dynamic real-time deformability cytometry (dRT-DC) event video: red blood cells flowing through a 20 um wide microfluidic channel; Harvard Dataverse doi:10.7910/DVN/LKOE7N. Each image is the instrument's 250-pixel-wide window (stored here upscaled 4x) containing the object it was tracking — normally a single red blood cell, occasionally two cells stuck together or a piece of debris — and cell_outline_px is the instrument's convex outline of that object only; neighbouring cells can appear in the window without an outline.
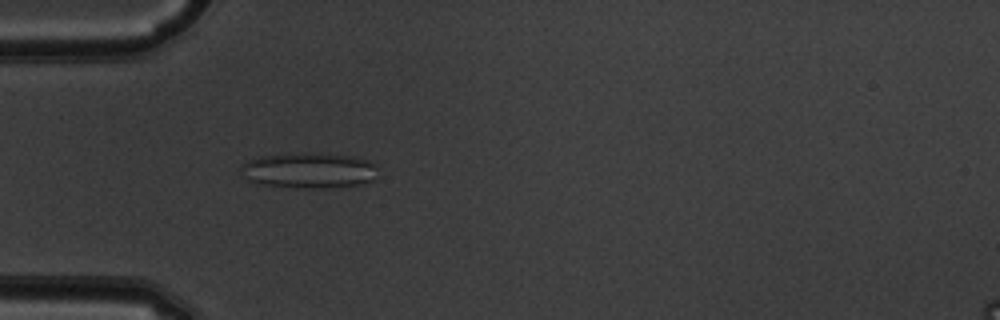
{"species": "common noctule bat (a hibernating species)", "species_latin": "Nyctalus noctula", "temperature_condition": "warm", "stored_images_in_passage": 51, "camera_frame_rate_fps": 3000, "um_per_image_px": 0.085, "animal": {"sex": "male", "body_mass_g": 19.5, "forearm_length_mm": 54.6}, "frame": {"image": 1, "passage_image": 16, "time_ms": 5.0, "image_size_px": [1000, 320], "cell_outline_px": [[376, 164], [372, 180], [356, 184], [324, 188], [304, 188], [256, 184], [248, 180], [244, 176], [240, 164], [256, 156], [304, 152], [308, 152], [352, 156]], "centroid_in_image_um": [26.16, 14.47], "position_along_channel_um": 58.8, "area_um2": 28.26}}
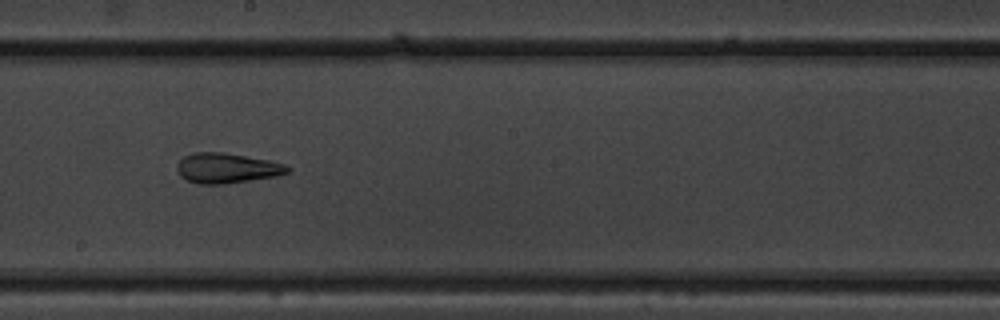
{"frame": {"image": 2, "passage_image": 29, "time_ms": 9.333, "image_size_px": [1000, 320], "cell_outline_px": [[292, 168], [288, 172], [276, 176], [224, 184], [200, 184], [188, 180], [180, 176], [176, 168], [176, 164], [184, 156], [192, 152], [224, 152], [268, 160], [284, 164]], "centroid_in_image_um": [19.26, 14.28], "position_along_channel_um": 228.9, "area_um2": 19.36}}
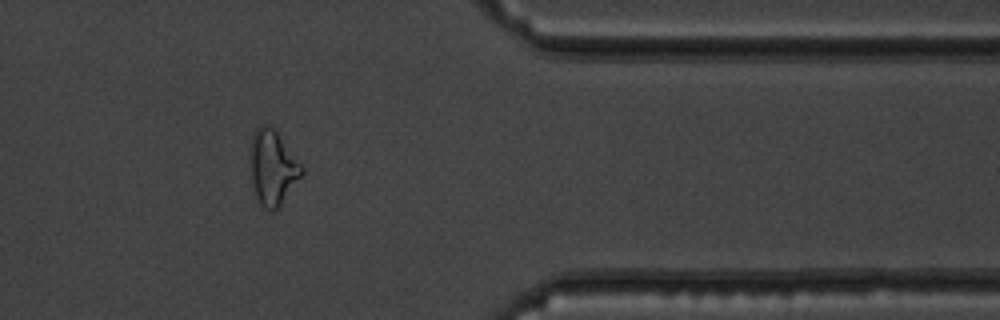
{"frame": {"image": 3, "passage_image": 42, "time_ms": 13.667, "image_size_px": [1000, 320], "cell_outline_px": [[304, 172], [276, 212], [272, 212], [264, 208], [260, 204], [256, 196], [252, 184], [248, 160], [248, 148], [252, 132], [260, 124], [268, 124], [276, 132], [304, 168]], "centroid_in_image_um": [23.11, 14.24], "position_along_channel_um": 388.3, "area_um2": 22.95}, "authors_computed_cell_mechanics": {"area_um2": 24.6228, "velocity_mm_per_s": 4.0419, "shape_relaxation_time_tau1_ms": null, "shape_relaxation_time_tau2_ms": 2.8853, "deformation_change_tau1": null, "deformation_change_tau2": 0.1294}}